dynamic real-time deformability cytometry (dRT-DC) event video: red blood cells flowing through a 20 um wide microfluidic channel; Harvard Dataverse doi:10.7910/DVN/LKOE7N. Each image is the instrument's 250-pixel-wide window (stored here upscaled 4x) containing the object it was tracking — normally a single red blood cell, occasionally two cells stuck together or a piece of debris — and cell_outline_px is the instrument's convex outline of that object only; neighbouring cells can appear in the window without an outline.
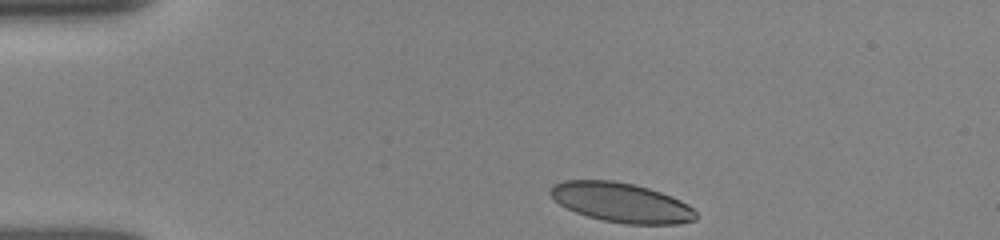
{"species": "human", "species_latin": "Homo sapiens", "temperature_condition": "room temperature", "stored_images_in_passage": 34, "camera_frame_rate_fps": 3000, "um_per_image_px": 0.085, "donor": {"sex": "female"}, "frame": {"image": 1, "passage_image": 1, "time_ms": 0.0, "image_size_px": [1000, 240], "cell_outline_px": [[696, 220], [676, 224], [624, 224], [604, 220], [588, 216], [576, 212], [560, 204], [548, 192], [552, 184], [564, 180], [612, 180], [632, 184], [648, 188], [672, 196], [688, 204], [696, 212]], "centroid_in_image_um": [52.81, 17.21], "position_along_channel_um": 32.2, "area_um2": 33.41}}
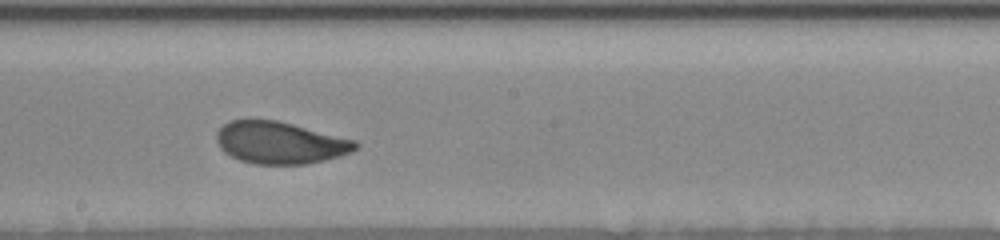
{"frame": {"image": 2, "passage_image": 20, "time_ms": 6.333, "image_size_px": [1000, 240], "cell_outline_px": [[360, 144], [352, 152], [340, 156], [324, 160], [304, 164], [256, 164], [240, 160], [224, 152], [220, 148], [216, 140], [216, 132], [224, 124], [232, 120], [276, 120], [356, 140]], "centroid_in_image_um": [23.81, 12.13], "position_along_channel_um": 224.4, "area_um2": 33.87}}
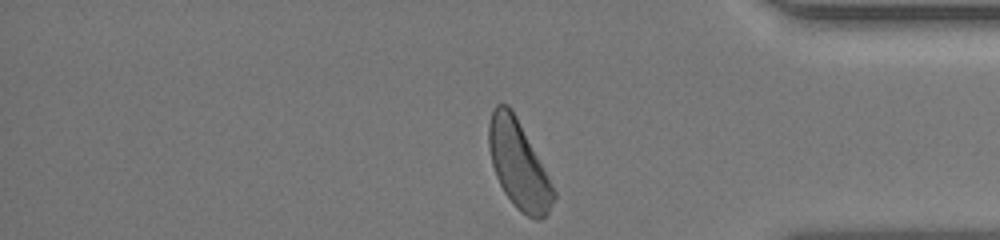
{"frame": {"image": 3, "passage_image": 34, "time_ms": 11.0, "image_size_px": [1000, 240], "cell_outline_px": [[556, 196], [548, 212], [540, 220], [536, 220], [520, 212], [516, 208], [504, 192], [496, 176], [492, 164], [488, 148], [488, 124], [492, 108], [496, 104], [508, 104], [512, 108], [556, 192]], "centroid_in_image_um": [44.05, 13.98], "position_along_channel_um": 391.2, "area_um2": 32.89}, "authors_computed_cell_mechanics": {"area_um2": 34.391, "velocity_mm_per_s": 3.9131, "shape_relaxation_time_tau1_ms": 3.8192, "shape_relaxation_time_tau2_ms": 0.9578, "deformation_change_tau1": 0.143, "deformation_change_tau2": 0.0577}}